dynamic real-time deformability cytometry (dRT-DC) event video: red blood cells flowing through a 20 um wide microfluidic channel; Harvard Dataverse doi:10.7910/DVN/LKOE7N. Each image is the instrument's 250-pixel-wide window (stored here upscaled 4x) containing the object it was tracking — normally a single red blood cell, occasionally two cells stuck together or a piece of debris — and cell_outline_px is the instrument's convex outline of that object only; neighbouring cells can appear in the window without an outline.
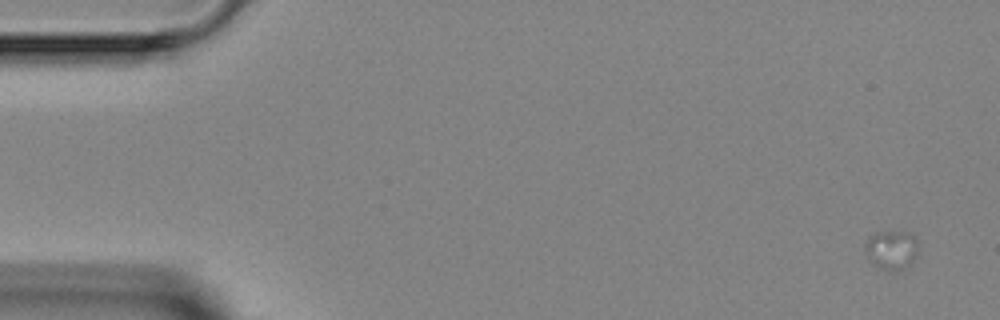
{"species": "Egyptian fruit bat (a non-hibernating species)", "species_latin": "Rousettus aegyptiacus", "temperature_condition": "room temperature", "stored_images_in_passage": 3, "segment_of_instrument_passage": [2, 2], "camera_frame_rate_fps": 3000, "um_per_image_px": 0.085, "animal": {"sex": "female"}, "frame": {"image": 1, "passage_image": 3, "time_ms": 3.333, "image_size_px": [1000, 320], "cell_outline_px": [[916, 256], [912, 264], [904, 268], [880, 268], [872, 264], [864, 248], [864, 244], [868, 236], [876, 232], [912, 232], [916, 240]], "centroid_in_image_um": [75.76, 21.19], "position_along_channel_um": 9.2, "area_um2": 11.91}}